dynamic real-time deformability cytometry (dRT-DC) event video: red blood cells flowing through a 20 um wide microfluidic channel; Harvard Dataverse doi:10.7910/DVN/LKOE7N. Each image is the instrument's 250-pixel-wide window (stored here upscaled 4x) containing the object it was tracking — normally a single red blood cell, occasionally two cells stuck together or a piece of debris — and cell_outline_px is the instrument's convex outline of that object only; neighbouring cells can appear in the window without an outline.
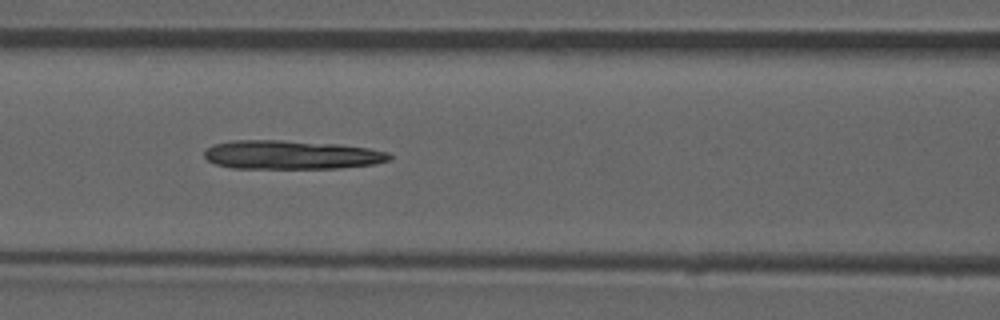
{"species": "common noctule bat (a hibernating species)", "species_latin": "Nyctalus noctula", "temperature_condition": "room temperature", "stored_images_in_passage": 51, "camera_frame_rate_fps": 3000, "um_per_image_px": 0.085, "animal": {"sex": "male", "forearm_length_mm": 52.5}, "frame": {"image": 1, "passage_image": 22, "time_ms": 7.0, "image_size_px": [1000, 320], "cell_outline_px": [[392, 160], [372, 164], [340, 168], [232, 168], [216, 164], [208, 160], [204, 156], [204, 152], [212, 144], [232, 140], [284, 140], [340, 144], [368, 148], [388, 152], [392, 156]], "centroid_in_image_um": [24.77, 13.15], "position_along_channel_um": 141.8, "area_um2": 31.21}}